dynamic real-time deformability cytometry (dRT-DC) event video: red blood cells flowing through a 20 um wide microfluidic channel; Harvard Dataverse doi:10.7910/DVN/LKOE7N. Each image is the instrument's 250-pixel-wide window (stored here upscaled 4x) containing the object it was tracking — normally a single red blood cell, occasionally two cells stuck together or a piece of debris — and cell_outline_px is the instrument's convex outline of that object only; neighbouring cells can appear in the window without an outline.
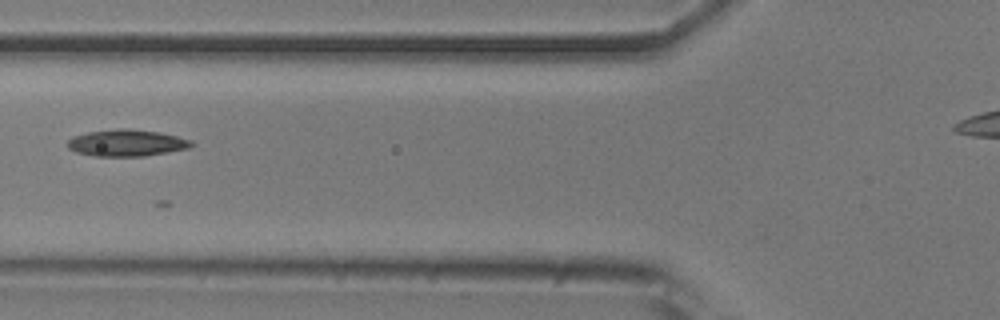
{"species": "common noctule bat (a hibernating species)", "species_latin": "Nyctalus noctula", "temperature_condition": "room temperature", "stored_images_in_passage": 30, "camera_frame_rate_fps": 3000, "um_per_image_px": 0.085, "animal": {"sex": "male", "body_mass_g": 20.5, "forearm_length_mm": 52.5}, "frame": {"image": 1, "passage_image": 17, "time_ms": 5.333, "image_size_px": [1000, 320], "cell_outline_px": [[196, 144], [188, 148], [168, 152], [144, 156], [92, 156], [76, 152], [68, 148], [68, 140], [72, 136], [88, 132], [120, 128], [128, 128], [160, 132], [192, 140]], "centroid_in_image_um": [10.77, 12.14], "position_along_channel_um": 115.0, "area_um2": 19.36}}